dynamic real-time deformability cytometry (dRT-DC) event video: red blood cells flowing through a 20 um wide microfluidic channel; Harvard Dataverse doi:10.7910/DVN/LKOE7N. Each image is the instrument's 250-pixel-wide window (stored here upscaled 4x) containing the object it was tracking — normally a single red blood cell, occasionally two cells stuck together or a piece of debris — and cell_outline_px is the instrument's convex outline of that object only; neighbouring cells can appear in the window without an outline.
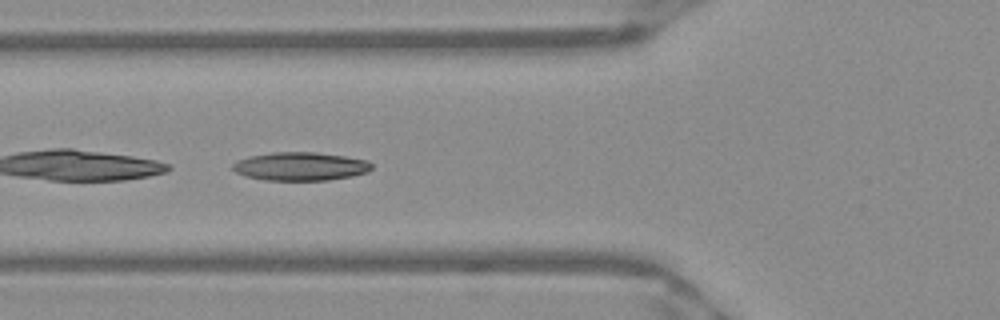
{"species": "Egyptian fruit bat (a non-hibernating species)", "species_latin": "Rousettus aegyptiacus", "temperature_condition": "warm", "stored_images_in_passage": 26, "camera_frame_rate_fps": 3000, "um_per_image_px": 0.085, "frame": {"image": 1, "passage_image": 9, "time_ms": 2.667, "image_size_px": [1000, 320], "cell_outline_px": [[372, 168], [368, 172], [352, 176], [328, 180], [264, 180], [244, 176], [236, 172], [232, 168], [232, 164], [236, 160], [248, 156], [272, 152], [316, 152], [344, 156], [368, 160], [372, 164]], "centroid_in_image_um": [25.52, 14.14], "position_along_channel_um": 100.3, "area_um2": 23.18}}
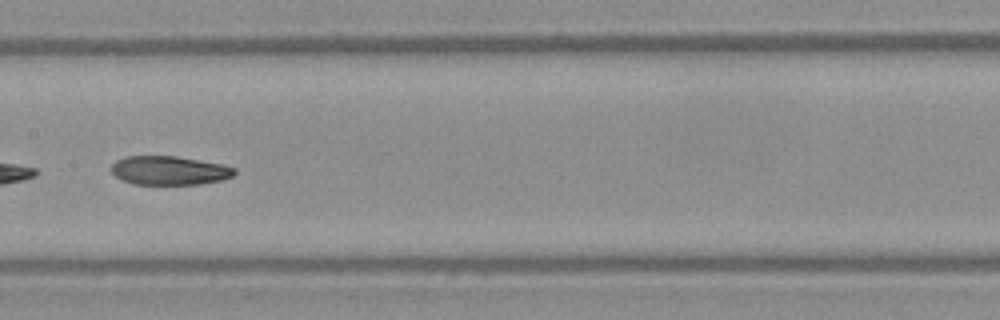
{"frame": {"image": 2, "passage_image": 16, "time_ms": 5.0, "image_size_px": [1000, 320], "cell_outline_px": [[236, 172], [232, 176], [220, 180], [200, 184], [132, 184], [120, 180], [112, 172], [112, 164], [116, 160], [124, 156], [176, 156], [224, 164], [236, 168]], "centroid_in_image_um": [14.38, 14.48], "position_along_channel_um": 193.0, "area_um2": 20.81}}
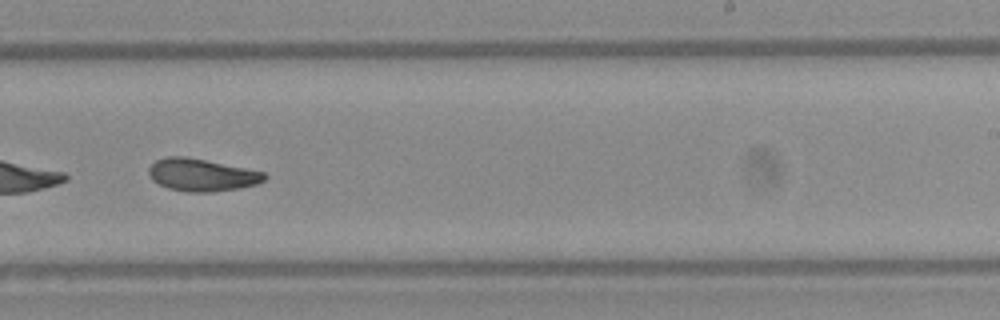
{"frame": {"image": 3, "passage_image": 22, "time_ms": 7.0, "image_size_px": [1000, 320], "cell_outline_px": [[268, 176], [264, 180], [256, 184], [240, 188], [212, 192], [188, 192], [168, 188], [152, 180], [148, 172], [148, 168], [156, 160], [168, 156], [184, 156], [264, 172]], "centroid_in_image_um": [17.13, 14.87], "position_along_channel_um": 271.9, "area_um2": 21.68}}